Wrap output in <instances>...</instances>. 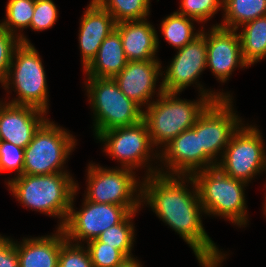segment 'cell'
Segmentation results:
<instances>
[{"label":"cell","mask_w":266,"mask_h":267,"mask_svg":"<svg viewBox=\"0 0 266 267\" xmlns=\"http://www.w3.org/2000/svg\"><path fill=\"white\" fill-rule=\"evenodd\" d=\"M185 181L193 185V191L187 189ZM141 192V202L187 242L200 266L220 267L226 255L203 227L201 213L205 211L192 176L152 174L143 179Z\"/></svg>","instance_id":"6da1fadb"},{"label":"cell","mask_w":266,"mask_h":267,"mask_svg":"<svg viewBox=\"0 0 266 267\" xmlns=\"http://www.w3.org/2000/svg\"><path fill=\"white\" fill-rule=\"evenodd\" d=\"M200 98L189 101L178 98L177 92L163 91L162 83L158 88V98L143 111V120L148 126L150 141L153 146H166L173 138L185 130L191 129L200 114L215 100L232 98L228 93L204 90L200 83ZM228 94V95H227Z\"/></svg>","instance_id":"7a4b0ae2"},{"label":"cell","mask_w":266,"mask_h":267,"mask_svg":"<svg viewBox=\"0 0 266 267\" xmlns=\"http://www.w3.org/2000/svg\"><path fill=\"white\" fill-rule=\"evenodd\" d=\"M68 172L26 175L8 180V188L20 204L60 219L62 228L69 215L77 184Z\"/></svg>","instance_id":"3957f363"},{"label":"cell","mask_w":266,"mask_h":267,"mask_svg":"<svg viewBox=\"0 0 266 267\" xmlns=\"http://www.w3.org/2000/svg\"><path fill=\"white\" fill-rule=\"evenodd\" d=\"M200 202L205 214L227 218L237 226L247 225L244 181L223 173L217 166L195 172Z\"/></svg>","instance_id":"277c9868"},{"label":"cell","mask_w":266,"mask_h":267,"mask_svg":"<svg viewBox=\"0 0 266 267\" xmlns=\"http://www.w3.org/2000/svg\"><path fill=\"white\" fill-rule=\"evenodd\" d=\"M94 114V135L131 126L143 120L141 107L126 97L111 78H87L85 83Z\"/></svg>","instance_id":"5b68a950"},{"label":"cell","mask_w":266,"mask_h":267,"mask_svg":"<svg viewBox=\"0 0 266 267\" xmlns=\"http://www.w3.org/2000/svg\"><path fill=\"white\" fill-rule=\"evenodd\" d=\"M46 74L38 51L31 43H21L14 51L4 81V89L15 88L18 98L9 101L16 105H29L48 112Z\"/></svg>","instance_id":"8992f818"},{"label":"cell","mask_w":266,"mask_h":267,"mask_svg":"<svg viewBox=\"0 0 266 267\" xmlns=\"http://www.w3.org/2000/svg\"><path fill=\"white\" fill-rule=\"evenodd\" d=\"M76 145V139L66 129L46 119L24 148L23 174L47 175L67 172L65 161Z\"/></svg>","instance_id":"52a82bcc"},{"label":"cell","mask_w":266,"mask_h":267,"mask_svg":"<svg viewBox=\"0 0 266 267\" xmlns=\"http://www.w3.org/2000/svg\"><path fill=\"white\" fill-rule=\"evenodd\" d=\"M232 98L212 101L200 114L192 129L199 134L203 149V170L216 166L219 153L224 152L242 120L234 113Z\"/></svg>","instance_id":"ba28073f"},{"label":"cell","mask_w":266,"mask_h":267,"mask_svg":"<svg viewBox=\"0 0 266 267\" xmlns=\"http://www.w3.org/2000/svg\"><path fill=\"white\" fill-rule=\"evenodd\" d=\"M87 177L86 200L124 206L130 212L144 206L141 202L142 183L135 178L132 169H107L91 163L88 165Z\"/></svg>","instance_id":"9c48e42d"},{"label":"cell","mask_w":266,"mask_h":267,"mask_svg":"<svg viewBox=\"0 0 266 267\" xmlns=\"http://www.w3.org/2000/svg\"><path fill=\"white\" fill-rule=\"evenodd\" d=\"M262 133L256 126H240L232 136L216 166L225 174L245 183L266 171Z\"/></svg>","instance_id":"30bf717a"},{"label":"cell","mask_w":266,"mask_h":267,"mask_svg":"<svg viewBox=\"0 0 266 267\" xmlns=\"http://www.w3.org/2000/svg\"><path fill=\"white\" fill-rule=\"evenodd\" d=\"M96 139L105 144L104 151L118 160L123 168L135 170L139 166L147 167L146 177L158 173L157 166L153 169L149 165L153 145L144 120L135 125L104 131Z\"/></svg>","instance_id":"8fae6325"},{"label":"cell","mask_w":266,"mask_h":267,"mask_svg":"<svg viewBox=\"0 0 266 267\" xmlns=\"http://www.w3.org/2000/svg\"><path fill=\"white\" fill-rule=\"evenodd\" d=\"M79 186L74 192L69 215L62 227L66 239L72 243L89 242L96 239L102 232L108 228L121 223L131 212L124 206L95 203L84 198L81 210L75 211L74 197Z\"/></svg>","instance_id":"7c38bea8"},{"label":"cell","mask_w":266,"mask_h":267,"mask_svg":"<svg viewBox=\"0 0 266 267\" xmlns=\"http://www.w3.org/2000/svg\"><path fill=\"white\" fill-rule=\"evenodd\" d=\"M177 50L161 82L166 92L180 93L191 84H196L199 75L207 68L206 37L202 32Z\"/></svg>","instance_id":"4fadbf2b"},{"label":"cell","mask_w":266,"mask_h":267,"mask_svg":"<svg viewBox=\"0 0 266 267\" xmlns=\"http://www.w3.org/2000/svg\"><path fill=\"white\" fill-rule=\"evenodd\" d=\"M236 31L219 25H213L208 32L201 29L206 37V67H209L215 78L222 83L229 80V76L237 66L241 68L249 66L244 61L240 37Z\"/></svg>","instance_id":"5bb4252c"},{"label":"cell","mask_w":266,"mask_h":267,"mask_svg":"<svg viewBox=\"0 0 266 267\" xmlns=\"http://www.w3.org/2000/svg\"><path fill=\"white\" fill-rule=\"evenodd\" d=\"M162 149L164 151L155 153L154 158L160 159L168 171L158 168L159 174L192 176L203 170V149H200L199 134L192 128L180 133Z\"/></svg>","instance_id":"9a60e30c"},{"label":"cell","mask_w":266,"mask_h":267,"mask_svg":"<svg viewBox=\"0 0 266 267\" xmlns=\"http://www.w3.org/2000/svg\"><path fill=\"white\" fill-rule=\"evenodd\" d=\"M44 115L45 111L33 106L0 101V141L25 148L47 119Z\"/></svg>","instance_id":"2e32d148"},{"label":"cell","mask_w":266,"mask_h":267,"mask_svg":"<svg viewBox=\"0 0 266 267\" xmlns=\"http://www.w3.org/2000/svg\"><path fill=\"white\" fill-rule=\"evenodd\" d=\"M161 68L158 60L128 61L113 79L126 97L143 108L144 104L147 107L152 103L150 99L156 93V81L163 75Z\"/></svg>","instance_id":"e0dca14e"},{"label":"cell","mask_w":266,"mask_h":267,"mask_svg":"<svg viewBox=\"0 0 266 267\" xmlns=\"http://www.w3.org/2000/svg\"><path fill=\"white\" fill-rule=\"evenodd\" d=\"M115 27L116 22L112 15L92 0L84 11L79 30V47L84 69L95 58L100 45Z\"/></svg>","instance_id":"ac0fdd59"},{"label":"cell","mask_w":266,"mask_h":267,"mask_svg":"<svg viewBox=\"0 0 266 267\" xmlns=\"http://www.w3.org/2000/svg\"><path fill=\"white\" fill-rule=\"evenodd\" d=\"M125 56L128 61L158 60L156 53L159 46L157 31L147 19L116 23Z\"/></svg>","instance_id":"d6986e66"},{"label":"cell","mask_w":266,"mask_h":267,"mask_svg":"<svg viewBox=\"0 0 266 267\" xmlns=\"http://www.w3.org/2000/svg\"><path fill=\"white\" fill-rule=\"evenodd\" d=\"M53 235L16 241L19 267H58L61 245L67 240L62 228Z\"/></svg>","instance_id":"ffe728a7"},{"label":"cell","mask_w":266,"mask_h":267,"mask_svg":"<svg viewBox=\"0 0 266 267\" xmlns=\"http://www.w3.org/2000/svg\"><path fill=\"white\" fill-rule=\"evenodd\" d=\"M123 43L119 32L113 30L102 42L92 62L83 69L88 78H111L127 65Z\"/></svg>","instance_id":"44dd1931"},{"label":"cell","mask_w":266,"mask_h":267,"mask_svg":"<svg viewBox=\"0 0 266 267\" xmlns=\"http://www.w3.org/2000/svg\"><path fill=\"white\" fill-rule=\"evenodd\" d=\"M240 37L244 61L250 66L266 57V15L242 26Z\"/></svg>","instance_id":"7402d4cb"},{"label":"cell","mask_w":266,"mask_h":267,"mask_svg":"<svg viewBox=\"0 0 266 267\" xmlns=\"http://www.w3.org/2000/svg\"><path fill=\"white\" fill-rule=\"evenodd\" d=\"M223 28L238 30L239 26L266 15V0H223Z\"/></svg>","instance_id":"603a6c76"},{"label":"cell","mask_w":266,"mask_h":267,"mask_svg":"<svg viewBox=\"0 0 266 267\" xmlns=\"http://www.w3.org/2000/svg\"><path fill=\"white\" fill-rule=\"evenodd\" d=\"M193 21L196 20L174 12L162 20L161 33L168 44L176 49L182 48L201 32L194 33Z\"/></svg>","instance_id":"cb8c5ba5"},{"label":"cell","mask_w":266,"mask_h":267,"mask_svg":"<svg viewBox=\"0 0 266 267\" xmlns=\"http://www.w3.org/2000/svg\"><path fill=\"white\" fill-rule=\"evenodd\" d=\"M136 212H131L121 223L112 226L102 232L96 239L118 249L126 258H131L133 248L135 227L132 218Z\"/></svg>","instance_id":"d4e9b609"},{"label":"cell","mask_w":266,"mask_h":267,"mask_svg":"<svg viewBox=\"0 0 266 267\" xmlns=\"http://www.w3.org/2000/svg\"><path fill=\"white\" fill-rule=\"evenodd\" d=\"M116 23L147 19L150 0H95Z\"/></svg>","instance_id":"484cf974"},{"label":"cell","mask_w":266,"mask_h":267,"mask_svg":"<svg viewBox=\"0 0 266 267\" xmlns=\"http://www.w3.org/2000/svg\"><path fill=\"white\" fill-rule=\"evenodd\" d=\"M35 8V0H8L6 19L0 23L11 34H19V29L30 27Z\"/></svg>","instance_id":"4316f807"},{"label":"cell","mask_w":266,"mask_h":267,"mask_svg":"<svg viewBox=\"0 0 266 267\" xmlns=\"http://www.w3.org/2000/svg\"><path fill=\"white\" fill-rule=\"evenodd\" d=\"M223 7V0H181L179 10L181 15L197 22H206Z\"/></svg>","instance_id":"83f0119b"},{"label":"cell","mask_w":266,"mask_h":267,"mask_svg":"<svg viewBox=\"0 0 266 267\" xmlns=\"http://www.w3.org/2000/svg\"><path fill=\"white\" fill-rule=\"evenodd\" d=\"M93 267H115L127 259L118 249L97 239L87 242Z\"/></svg>","instance_id":"f1b7e54d"},{"label":"cell","mask_w":266,"mask_h":267,"mask_svg":"<svg viewBox=\"0 0 266 267\" xmlns=\"http://www.w3.org/2000/svg\"><path fill=\"white\" fill-rule=\"evenodd\" d=\"M21 43H30L22 33L14 35L0 25V83L7 76L13 53Z\"/></svg>","instance_id":"f546056e"},{"label":"cell","mask_w":266,"mask_h":267,"mask_svg":"<svg viewBox=\"0 0 266 267\" xmlns=\"http://www.w3.org/2000/svg\"><path fill=\"white\" fill-rule=\"evenodd\" d=\"M58 267H93L89 251L81 244L66 240L60 248Z\"/></svg>","instance_id":"4dcf8cb0"},{"label":"cell","mask_w":266,"mask_h":267,"mask_svg":"<svg viewBox=\"0 0 266 267\" xmlns=\"http://www.w3.org/2000/svg\"><path fill=\"white\" fill-rule=\"evenodd\" d=\"M57 17L58 11L52 0H35L30 28L34 31H43L53 27Z\"/></svg>","instance_id":"1f68e13d"},{"label":"cell","mask_w":266,"mask_h":267,"mask_svg":"<svg viewBox=\"0 0 266 267\" xmlns=\"http://www.w3.org/2000/svg\"><path fill=\"white\" fill-rule=\"evenodd\" d=\"M24 148L0 141V173L16 170L17 176L23 175Z\"/></svg>","instance_id":"d6a6232c"},{"label":"cell","mask_w":266,"mask_h":267,"mask_svg":"<svg viewBox=\"0 0 266 267\" xmlns=\"http://www.w3.org/2000/svg\"><path fill=\"white\" fill-rule=\"evenodd\" d=\"M0 267H19L15 241L0 235Z\"/></svg>","instance_id":"836d02e7"},{"label":"cell","mask_w":266,"mask_h":267,"mask_svg":"<svg viewBox=\"0 0 266 267\" xmlns=\"http://www.w3.org/2000/svg\"><path fill=\"white\" fill-rule=\"evenodd\" d=\"M115 267H142L140 262L134 257L125 259L120 265Z\"/></svg>","instance_id":"e575fe53"},{"label":"cell","mask_w":266,"mask_h":267,"mask_svg":"<svg viewBox=\"0 0 266 267\" xmlns=\"http://www.w3.org/2000/svg\"><path fill=\"white\" fill-rule=\"evenodd\" d=\"M264 214H266V200H265V204H264Z\"/></svg>","instance_id":"d590c367"}]
</instances>
